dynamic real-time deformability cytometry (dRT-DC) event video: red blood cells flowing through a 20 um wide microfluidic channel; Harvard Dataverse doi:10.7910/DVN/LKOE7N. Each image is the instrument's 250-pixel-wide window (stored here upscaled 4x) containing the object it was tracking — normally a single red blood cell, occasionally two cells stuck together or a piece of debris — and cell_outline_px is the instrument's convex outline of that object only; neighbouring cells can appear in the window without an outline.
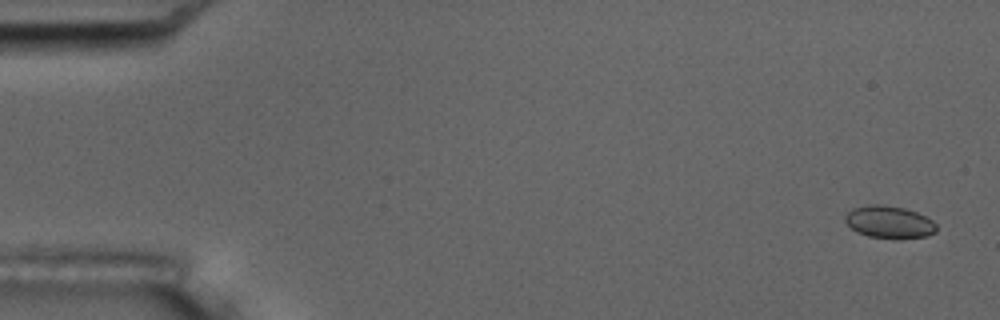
{"species": "common noctule bat (a hibernating species)", "species_latin": "Nyctalus noctula", "temperature_condition": "room temperature", "stored_images_in_passage": 6, "camera_frame_rate_fps": 3000, "um_per_image_px": 0.085, "animal": {"sex": "male", "body_mass_g": 17.5, "forearm_length_mm": 52.3}, "frame": {"image": 1, "passage_image": 1, "time_ms": 0.0, "image_size_px": [1000, 320], "cell_outline_px": [[936, 232], [928, 236], [900, 240], [896, 240], [868, 236], [856, 232], [844, 220], [844, 216], [852, 208], [868, 204], [880, 204], [904, 208], [916, 212], [932, 220], [936, 224]], "centroid_in_image_um": [75.58, 18.9], "position_along_channel_um": 9.4, "area_um2": 17.57}}